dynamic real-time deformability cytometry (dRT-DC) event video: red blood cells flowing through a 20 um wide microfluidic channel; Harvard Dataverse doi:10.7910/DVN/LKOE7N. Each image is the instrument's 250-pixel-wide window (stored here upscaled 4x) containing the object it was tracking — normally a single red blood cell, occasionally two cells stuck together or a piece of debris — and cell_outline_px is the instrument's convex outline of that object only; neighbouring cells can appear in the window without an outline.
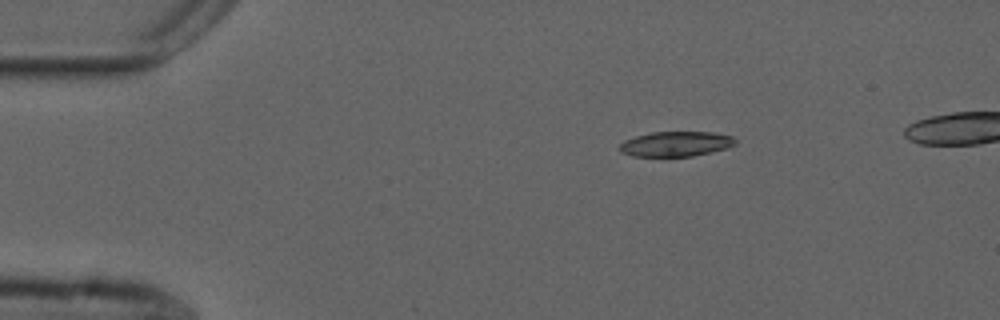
{"species": "common noctule bat (a hibernating species)", "species_latin": "Nyctalus noctula", "temperature_condition": "cold", "stored_images_in_passage": 12, "camera_frame_rate_fps": 3000, "um_per_image_px": 0.085, "animal": {"sex": "male", "forearm_length_mm": 52.5}, "frame": {"image": 1, "passage_image": 1, "time_ms": 0.0, "image_size_px": [1000, 320], "cell_outline_px": [[736, 144], [728, 148], [712, 152], [692, 156], [632, 156], [620, 152], [620, 144], [624, 140], [636, 136], [652, 132], [712, 132], [732, 136], [736, 140]], "centroid_in_image_um": [57.46, 12.23], "position_along_channel_um": 27.5, "area_um2": 16.88}}
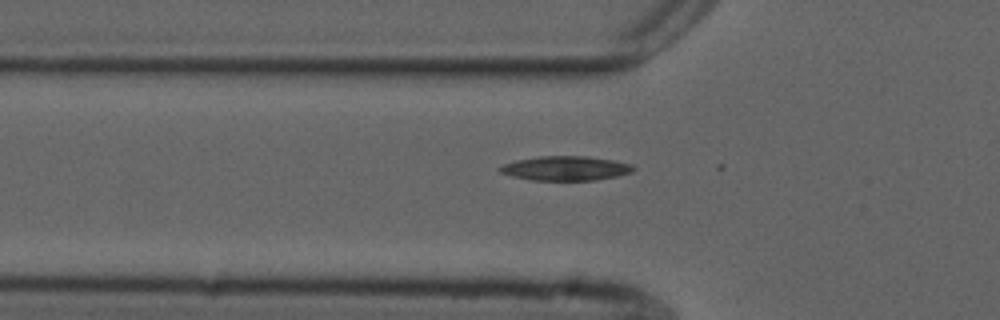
{"frame": {"image": 2, "passage_image": 10, "time_ms": 3.0, "image_size_px": [1000, 320], "cell_outline_px": [[636, 168], [632, 172], [616, 176], [596, 180], [532, 180], [512, 176], [500, 172], [496, 168], [504, 164], [516, 160], [540, 156], [588, 156], [612, 160], [632, 164]], "centroid_in_image_um": [48.07, 14.3], "position_along_channel_um": 77.7, "area_um2": 18.96}}